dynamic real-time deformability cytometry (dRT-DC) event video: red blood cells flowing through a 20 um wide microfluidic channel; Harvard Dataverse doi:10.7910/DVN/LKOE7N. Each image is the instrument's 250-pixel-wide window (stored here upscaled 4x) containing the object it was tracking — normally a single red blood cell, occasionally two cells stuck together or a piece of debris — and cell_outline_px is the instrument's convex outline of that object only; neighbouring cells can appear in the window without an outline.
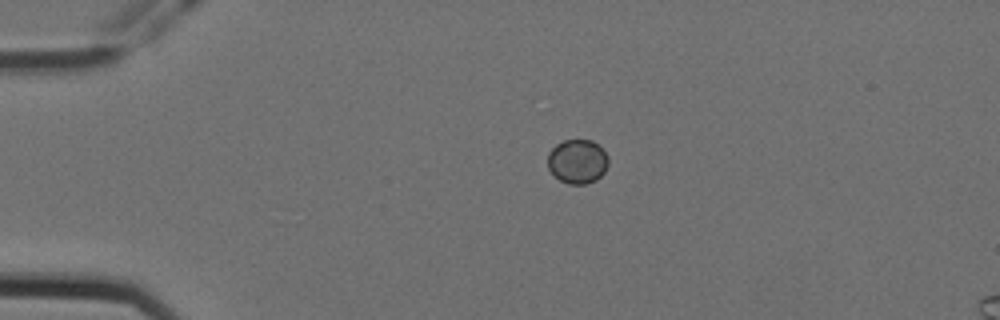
{"species": "Egyptian fruit bat (a non-hibernating species)", "species_latin": "Rousettus aegyptiacus", "temperature_condition": "cold", "stored_images_in_passage": 3, "camera_frame_rate_fps": 3000, "um_per_image_px": 0.085, "animal": {"sex": "female"}, "frame": {"image": 1, "passage_image": 1, "time_ms": 0.0, "image_size_px": [1000, 320], "cell_outline_px": [[608, 164], [604, 172], [596, 180], [584, 184], [568, 184], [560, 180], [548, 168], [548, 152], [556, 144], [564, 140], [592, 140], [608, 156]], "centroid_in_image_um": [49.07, 13.72], "position_along_channel_um": 35.9, "area_um2": 15.49}}